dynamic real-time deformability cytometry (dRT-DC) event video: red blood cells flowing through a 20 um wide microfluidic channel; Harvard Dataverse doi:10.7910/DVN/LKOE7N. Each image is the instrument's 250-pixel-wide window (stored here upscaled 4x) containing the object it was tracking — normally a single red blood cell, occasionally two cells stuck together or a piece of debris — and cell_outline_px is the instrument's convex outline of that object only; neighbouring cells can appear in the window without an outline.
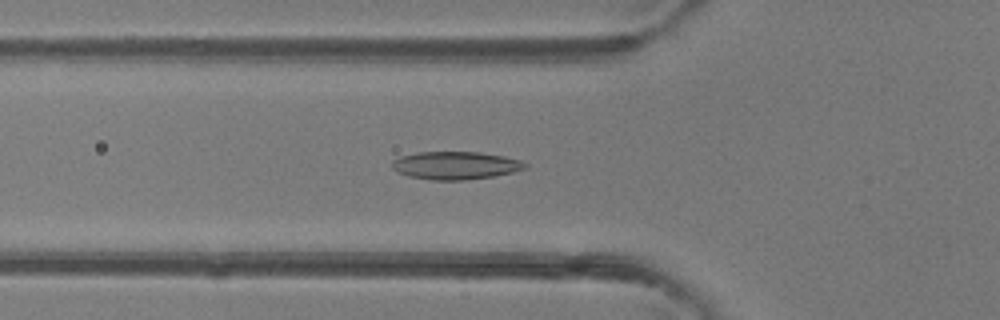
{"species": "common noctule bat (a hibernating species)", "species_latin": "Nyctalus noctula", "temperature_condition": "room temperature", "stored_images_in_passage": 35, "camera_frame_rate_fps": 3000, "um_per_image_px": 0.085, "animal": {"sex": "female"}, "frame": {"image": 1, "passage_image": 3, "time_ms": 0.667, "image_size_px": [1000, 320], "cell_outline_px": [[528, 168], [512, 172], [492, 176], [464, 180], [432, 180], [408, 176], [396, 172], [392, 168], [392, 160], [400, 156], [420, 152], [480, 152], [504, 156], [520, 160], [528, 164]], "centroid_in_image_um": [38.71, 14.06], "position_along_channel_um": 87.1, "area_um2": 21.68}}
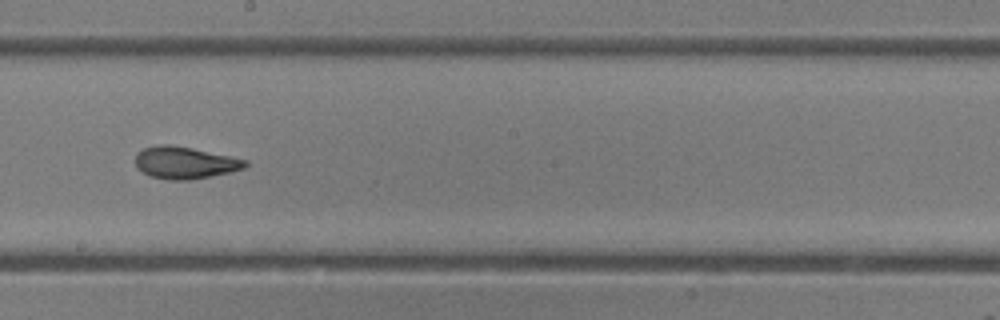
{"frame": {"image": 2, "passage_image": 13, "time_ms": 4.0, "image_size_px": [1000, 320], "cell_outline_px": [[248, 164], [244, 168], [228, 172], [192, 180], [168, 180], [152, 176], [136, 168], [136, 152], [144, 148], [156, 144], [168, 144], [192, 148], [248, 160]], "centroid_in_image_um": [15.69, 13.82], "position_along_channel_um": 232.5, "area_um2": 20.46}}
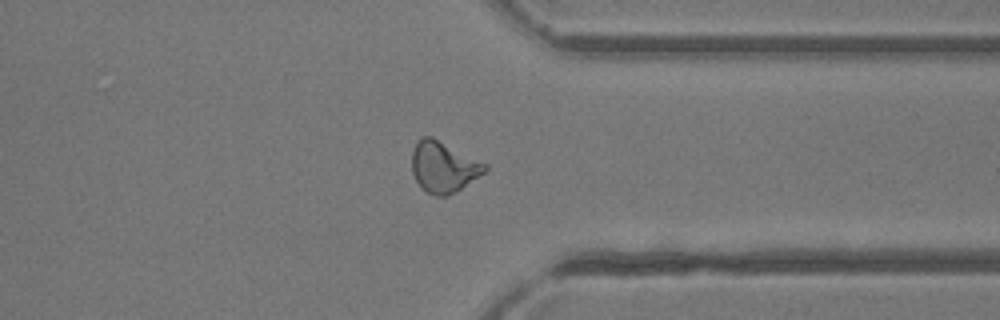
{"frame": {"image": 3, "passage_image": 23, "time_ms": 7.333, "image_size_px": [1000, 320], "cell_outline_px": [[488, 168], [484, 172], [448, 196], [436, 196], [420, 188], [412, 172], [412, 152], [416, 144], [424, 136], [432, 136], [488, 164]], "centroid_in_image_um": [37.69, 14.18], "position_along_channel_um": 373.7, "area_um2": 21.44}, "authors_computed_cell_mechanics": {"area_um2": 20.8658, "velocity_mm_per_s": 4.3288, "shape_relaxation_time_tau1_ms": 11.351, "shape_relaxation_time_tau2_ms": 1.8821, "deformation_change_tau1": 0.2771, "deformation_change_tau2": 0.0813}}